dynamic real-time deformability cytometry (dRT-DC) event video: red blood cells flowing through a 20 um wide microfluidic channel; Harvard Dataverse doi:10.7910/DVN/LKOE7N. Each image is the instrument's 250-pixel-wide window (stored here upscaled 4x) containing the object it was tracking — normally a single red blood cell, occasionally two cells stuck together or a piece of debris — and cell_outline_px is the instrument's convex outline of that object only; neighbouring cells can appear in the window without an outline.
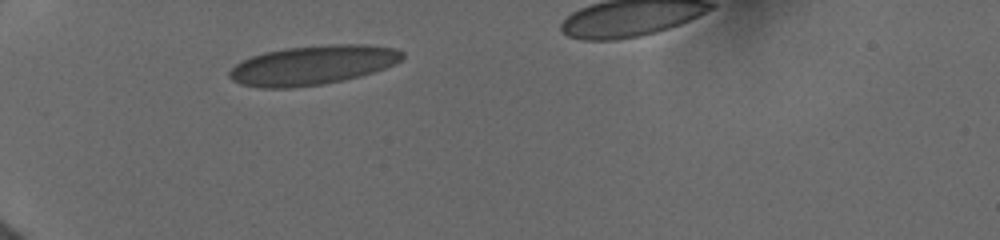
{"species": "human", "species_latin": "Homo sapiens", "temperature_condition": "cold", "stored_images_in_passage": 27, "camera_frame_rate_fps": 3000, "um_per_image_px": 0.085, "donor": {"sex": "female"}, "frame": {"image": 1, "passage_image": 1, "time_ms": 0.0, "image_size_px": [1000, 240], "cell_outline_px": [[404, 60], [384, 68], [360, 76], [344, 80], [324, 84], [296, 88], [260, 88], [240, 84], [232, 80], [228, 76], [228, 72], [240, 60], [264, 52], [284, 48], [332, 44], [368, 44], [396, 48], [404, 52]], "centroid_in_image_um": [26.58, 5.53], "position_along_channel_um": 58.4, "area_um2": 40.06}}
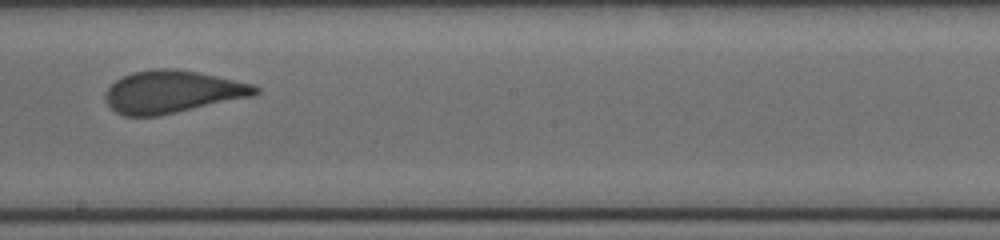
{"frame": {"image": 2, "passage_image": 15, "time_ms": 5.0, "image_size_px": [1000, 240], "cell_outline_px": [[260, 92], [252, 96], [176, 112], [156, 116], [124, 116], [116, 112], [104, 100], [104, 92], [116, 80], [132, 72], [152, 68], [176, 68], [216, 76], [252, 84], [260, 88]], "centroid_in_image_um": [14.61, 7.79], "position_along_channel_um": 233.6, "area_um2": 36.88}}
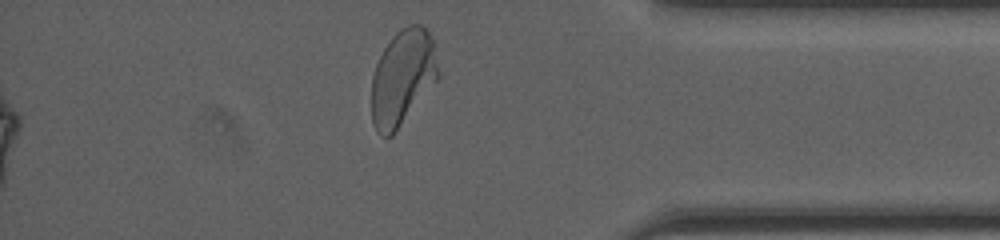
{"frame": {"image": 3, "passage_image": 27, "time_ms": 9.667, "image_size_px": [1000, 240], "cell_outline_px": [[440, 76], [392, 136], [380, 136], [376, 132], [372, 124], [372, 76], [376, 64], [384, 48], [392, 36], [400, 28], [408, 24], [420, 24], [428, 32], [436, 44], [440, 72]], "centroid_in_image_um": [34.24, 6.56], "position_along_channel_um": 401.0, "area_um2": 37.51}, "authors_computed_cell_mechanics": {"area_um2": 37.5122, "velocity_mm_per_s": 3.9355, "shape_relaxation_time_tau1_ms": 5.9076, "shape_relaxation_time_tau2_ms": null, "deformation_change_tau1": 0.1768, "deformation_change_tau2": null}}